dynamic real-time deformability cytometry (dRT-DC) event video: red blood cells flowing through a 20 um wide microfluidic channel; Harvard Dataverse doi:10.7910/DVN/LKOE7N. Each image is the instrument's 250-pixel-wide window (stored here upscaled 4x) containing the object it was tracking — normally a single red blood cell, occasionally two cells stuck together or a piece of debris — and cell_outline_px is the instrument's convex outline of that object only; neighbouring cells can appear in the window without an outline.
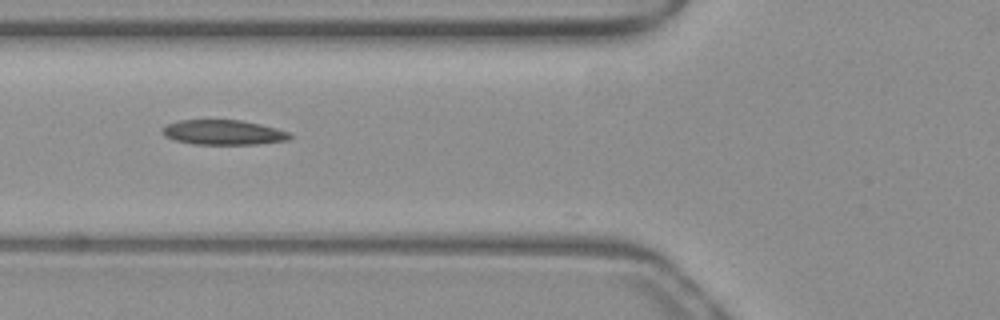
{"species": "common noctule bat (a hibernating species)", "species_latin": "Nyctalus noctula", "temperature_condition": "warm", "stored_images_in_passage": 35, "camera_frame_rate_fps": 3000, "um_per_image_px": 0.085, "animal": {"sex": "female", "body_mass_g": 19.3, "forearm_length_mm": 54.1}, "frame": {"image": 1, "passage_image": 3, "time_ms": 0.667, "image_size_px": [1000, 320], "cell_outline_px": [[292, 136], [288, 140], [260, 144], [192, 144], [172, 140], [164, 136], [160, 132], [160, 128], [168, 124], [180, 120], [240, 120], [260, 124], [276, 128], [288, 132]], "centroid_in_image_um": [18.93, 11.26], "position_along_channel_um": 106.9, "area_um2": 18.61}}
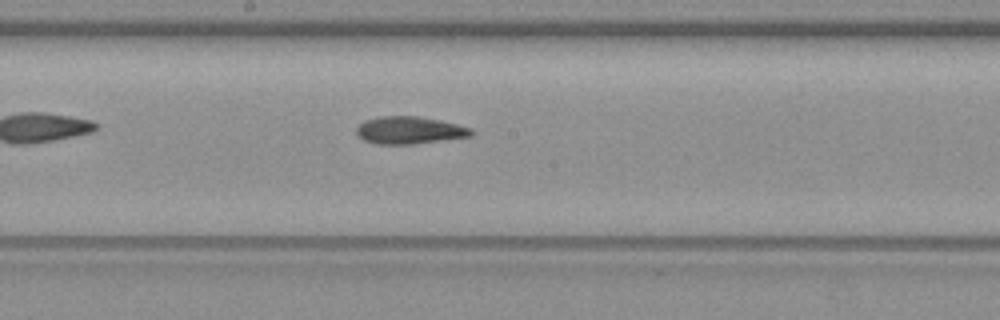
{"frame": {"image": 2, "passage_image": 11, "time_ms": 3.333, "image_size_px": [1000, 320], "cell_outline_px": [[476, 132], [472, 136], [412, 144], [376, 144], [364, 140], [356, 136], [356, 128], [364, 120], [380, 116], [416, 116], [440, 120], [472, 128]], "centroid_in_image_um": [34.8, 11.07], "position_along_channel_um": 213.4, "area_um2": 18.44}}
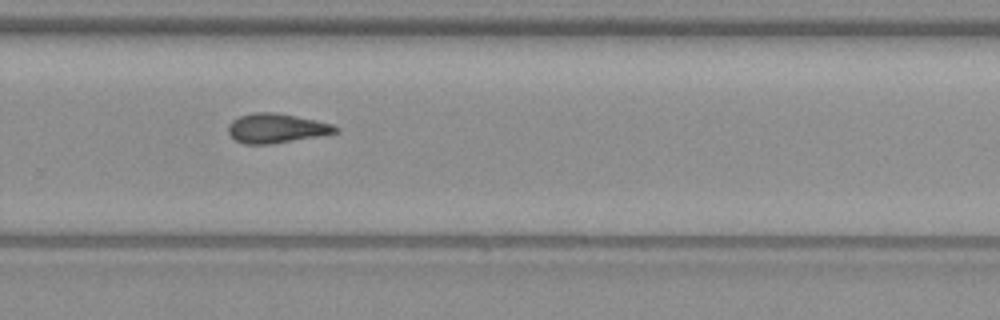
{"frame": {"image": 3, "passage_image": 18, "time_ms": 5.667, "image_size_px": [1000, 320], "cell_outline_px": [[340, 132], [320, 136], [272, 144], [244, 144], [236, 140], [228, 132], [228, 124], [232, 120], [240, 116], [252, 112], [272, 112], [296, 116], [316, 120], [332, 124], [340, 128]], "centroid_in_image_um": [23.51, 10.9], "position_along_channel_um": 306.3, "area_um2": 18.5}, "authors_computed_cell_mechanics": {"area_um2": 18.2648, "velocity_mm_per_s": 3.993, "shape_relaxation_time_tau1_ms": null, "shape_relaxation_time_tau2_ms": 3.8883, "deformation_change_tau1": null, "deformation_change_tau2": 0.1126}}